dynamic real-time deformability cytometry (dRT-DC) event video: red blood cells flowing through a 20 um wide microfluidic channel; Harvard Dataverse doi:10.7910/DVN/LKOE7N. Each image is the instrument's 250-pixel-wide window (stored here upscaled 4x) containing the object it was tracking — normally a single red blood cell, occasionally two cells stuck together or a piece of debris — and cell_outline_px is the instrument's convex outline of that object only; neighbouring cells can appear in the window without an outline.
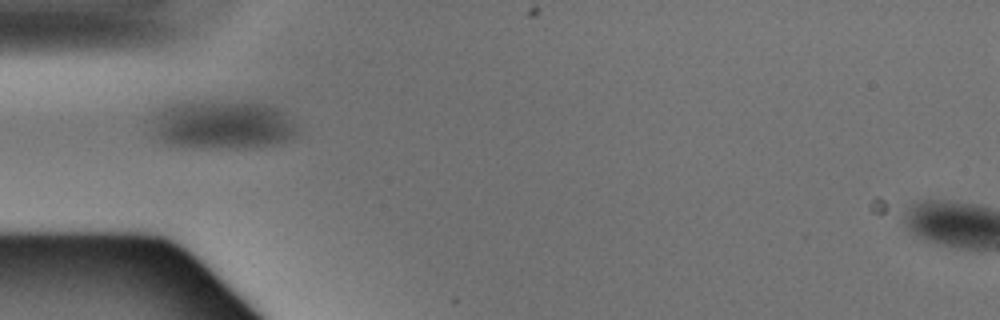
{"species": "Egyptian fruit bat (a non-hibernating species)", "species_latin": "Rousettus aegyptiacus", "temperature_condition": "warm", "stored_images_in_passage": 1, "camera_frame_rate_fps": 3000, "um_per_image_px": 0.085, "animal": {"sex": "male"}, "frame": {"image": 1, "passage_image": 1, "time_ms": 0.0, "image_size_px": [1000, 320], "cell_outline_px": [[296, 132], [292, 136], [284, 140], [272, 144], [248, 148], [200, 148], [168, 144], [160, 140], [156, 136], [152, 120], [164, 108], [176, 104], [264, 104], [280, 108], [296, 128]], "centroid_in_image_um": [18.92, 10.68], "position_along_channel_um": 66.1, "area_um2": 39.36}}